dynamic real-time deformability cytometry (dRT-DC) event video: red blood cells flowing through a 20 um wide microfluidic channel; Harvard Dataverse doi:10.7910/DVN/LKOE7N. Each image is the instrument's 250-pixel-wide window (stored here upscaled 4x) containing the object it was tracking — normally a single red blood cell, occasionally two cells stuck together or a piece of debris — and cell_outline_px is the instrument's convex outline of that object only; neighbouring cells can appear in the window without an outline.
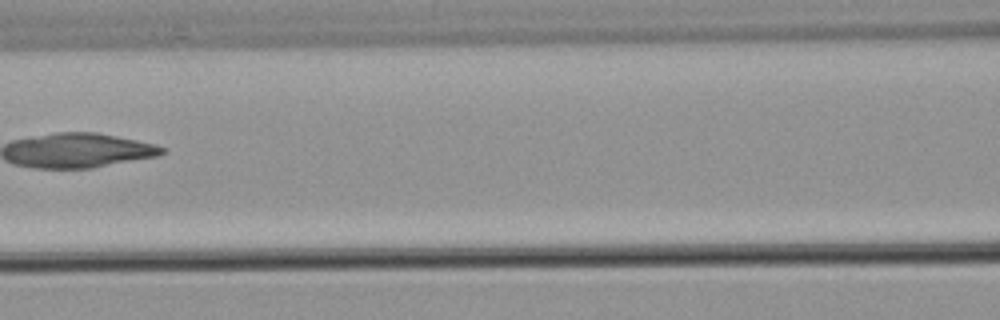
{"species": "common noctule bat (a hibernating species)", "species_latin": "Nyctalus noctula", "temperature_condition": "warm", "stored_images_in_passage": 24, "segment_of_instrument_passage": [2, 2], "camera_frame_rate_fps": 3000, "um_per_image_px": 0.085, "animal": {"sex": "male", "body_mass_g": 21.5, "forearm_length_mm": 52.0}, "frame": {"image": 1, "passage_image": 16, "time_ms": 5.0, "image_size_px": [1000, 320], "cell_outline_px": [[308, 204], [304, 208], [156, 208], [156, 204], [164, 200], [276, 196], [300, 200]], "centroid_in_image_um": [19.92, 17.26], "position_along_channel_um": 146.7, "area_um2": 10.46}}